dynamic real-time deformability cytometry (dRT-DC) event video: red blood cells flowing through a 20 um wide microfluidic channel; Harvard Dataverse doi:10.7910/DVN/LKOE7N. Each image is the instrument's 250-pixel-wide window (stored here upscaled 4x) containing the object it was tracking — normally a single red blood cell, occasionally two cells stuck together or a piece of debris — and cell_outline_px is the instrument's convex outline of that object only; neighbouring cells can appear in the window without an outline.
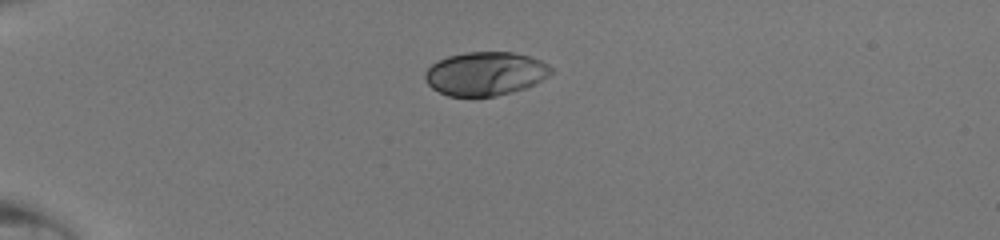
{"species": "human", "species_latin": "Homo sapiens", "temperature_condition": "room temperature", "stored_images_in_passage": 35, "camera_frame_rate_fps": 3000, "um_per_image_px": 0.085, "donor": {"sex": "male"}, "frame": {"image": 1, "passage_image": 1, "time_ms": 0.0, "image_size_px": [1000, 240], "cell_outline_px": [[552, 72], [548, 76], [536, 84], [512, 92], [496, 96], [448, 96], [432, 88], [428, 84], [424, 76], [424, 72], [432, 64], [448, 56], [464, 52], [512, 52], [528, 56], [540, 60], [548, 64], [552, 68]], "centroid_in_image_um": [41.26, 6.26], "position_along_channel_um": 43.7, "area_um2": 32.02}}
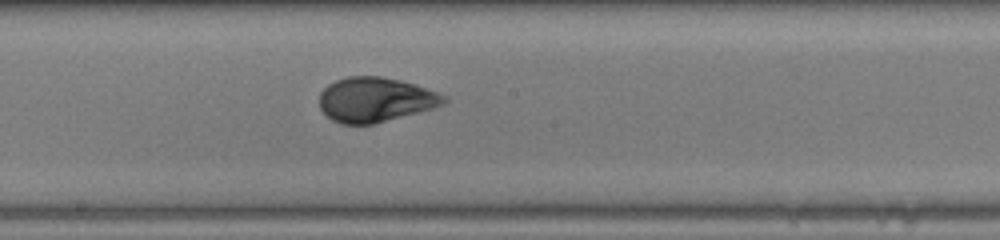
{"frame": {"image": 2, "passage_image": 16, "time_ms": 5.0, "image_size_px": [1000, 240], "cell_outline_px": [[448, 100], [444, 104], [432, 108], [372, 124], [340, 124], [332, 120], [320, 108], [320, 92], [328, 84], [336, 80], [348, 76], [380, 76], [400, 80], [448, 96]], "centroid_in_image_um": [31.88, 8.46], "position_along_channel_um": 216.3, "area_um2": 32.08}}
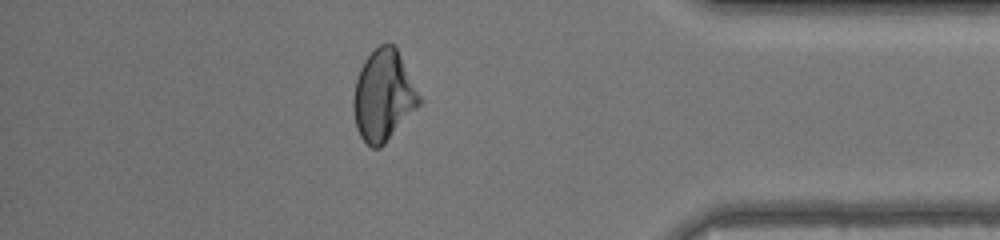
{"frame": {"image": 3, "passage_image": 30, "time_ms": 9.667, "image_size_px": [1000, 240], "cell_outline_px": [[420, 104], [384, 144], [380, 148], [372, 148], [360, 136], [356, 128], [352, 108], [352, 100], [356, 80], [360, 68], [364, 60], [380, 44], [392, 44], [396, 48], [420, 96]], "centroid_in_image_um": [32.55, 8.15], "position_along_channel_um": 402.7, "area_um2": 34.33}}